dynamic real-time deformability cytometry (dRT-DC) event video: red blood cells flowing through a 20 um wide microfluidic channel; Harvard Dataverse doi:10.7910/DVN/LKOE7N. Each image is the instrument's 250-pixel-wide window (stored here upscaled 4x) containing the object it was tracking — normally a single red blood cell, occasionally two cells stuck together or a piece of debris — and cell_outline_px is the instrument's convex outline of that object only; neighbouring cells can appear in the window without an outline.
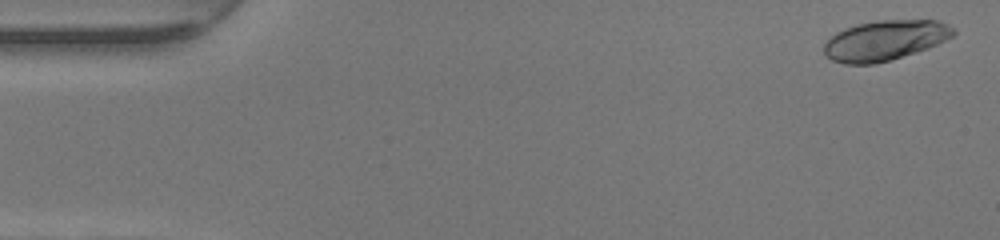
{"species": "human", "species_latin": "Homo sapiens", "temperature_condition": "warm", "stored_images_in_passage": 49, "camera_frame_rate_fps": 3000, "um_per_image_px": 0.085, "donor": {"sex": "female"}, "frame": {"image": 1, "passage_image": 2, "time_ms": 0.333, "image_size_px": [1000, 240], "cell_outline_px": [[956, 32], [952, 36], [928, 48], [916, 52], [888, 60], [872, 64], [844, 64], [832, 60], [824, 56], [824, 44], [836, 32], [844, 28], [856, 24], [876, 20], [940, 20], [948, 24]], "centroid_in_image_um": [75.19, 3.42], "position_along_channel_um": 9.8, "area_um2": 30.17}}
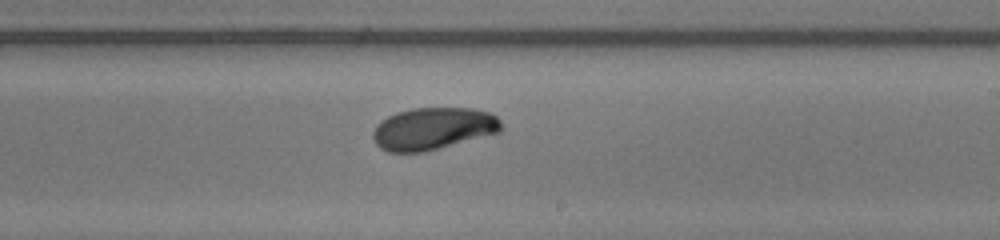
{"frame": {"image": 2, "passage_image": 29, "time_ms": 9.333, "image_size_px": [1000, 240], "cell_outline_px": [[500, 132], [440, 148], [424, 152], [388, 152], [380, 148], [372, 140], [372, 132], [388, 116], [396, 112], [412, 108], [472, 108], [492, 112], [500, 120]], "centroid_in_image_um": [36.82, 10.93], "position_along_channel_um": 252.2, "area_um2": 31.5}}
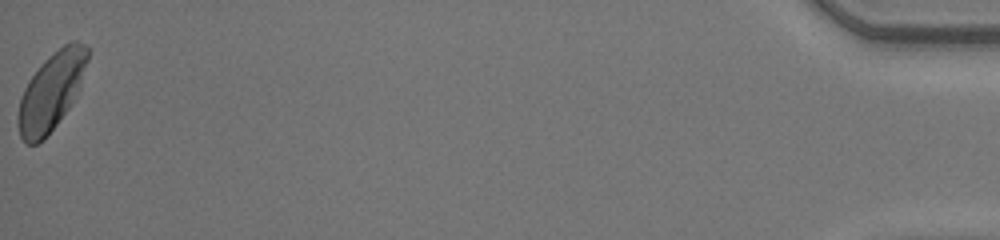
{"frame": {"image": 3, "passage_image": 49, "time_ms": 16.0, "image_size_px": [1000, 240], "cell_outline_px": [[88, 60], [80, 84], [72, 104], [56, 124], [36, 144], [28, 144], [20, 136], [16, 120], [20, 100], [24, 88], [28, 80], [44, 60], [52, 52], [64, 44], [72, 40], [76, 40], [88, 44]], "centroid_in_image_um": [4.36, 7.71], "position_along_channel_um": 430.8, "area_um2": 31.21}, "authors_computed_cell_mechanics": {"area_um2": 30.8074, "velocity_mm_per_s": 4.2741, "shape_relaxation_time_tau1_ms": 3.8956, "shape_relaxation_time_tau2_ms": null, "deformation_change_tau1": 0.1398, "deformation_change_tau2": null}}